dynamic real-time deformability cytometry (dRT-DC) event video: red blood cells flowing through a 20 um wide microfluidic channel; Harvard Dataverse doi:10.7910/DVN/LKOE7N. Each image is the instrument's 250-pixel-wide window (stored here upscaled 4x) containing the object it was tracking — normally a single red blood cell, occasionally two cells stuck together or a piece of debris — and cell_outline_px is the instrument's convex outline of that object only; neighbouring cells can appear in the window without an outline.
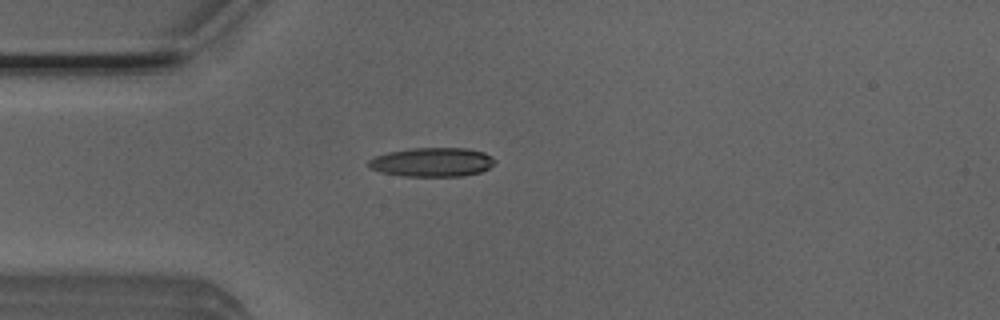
{"species": "Egyptian fruit bat (a non-hibernating species)", "species_latin": "Rousettus aegyptiacus", "temperature_condition": "room temperature", "stored_images_in_passage": 3, "camera_frame_rate_fps": 3000, "um_per_image_px": 0.085, "animal": {"sex": "male"}, "frame": {"image": 1, "passage_image": 1, "time_ms": 0.0, "image_size_px": [1000, 320], "cell_outline_px": [[496, 160], [488, 168], [480, 172], [464, 176], [404, 176], [380, 172], [368, 168], [368, 160], [376, 156], [388, 152], [412, 148], [468, 148], [484, 152], [492, 156]], "centroid_in_image_um": [36.72, 13.78], "position_along_channel_um": 48.3, "area_um2": 21.44}}